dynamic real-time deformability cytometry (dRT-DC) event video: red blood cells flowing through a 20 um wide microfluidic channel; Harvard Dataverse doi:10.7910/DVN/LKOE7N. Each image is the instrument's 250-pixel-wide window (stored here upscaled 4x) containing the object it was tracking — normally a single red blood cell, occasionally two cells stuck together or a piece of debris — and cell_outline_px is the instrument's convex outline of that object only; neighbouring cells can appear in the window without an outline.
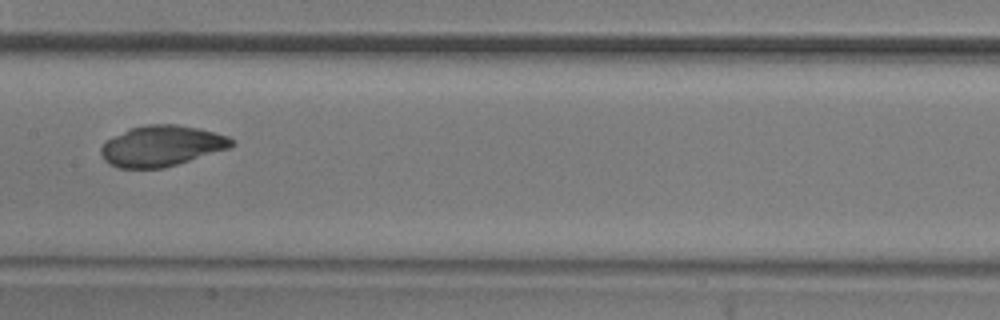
{"species": "common noctule bat (a hibernating species)", "species_latin": "Nyctalus noctula", "temperature_condition": "room temperature", "stored_images_in_passage": 15, "camera_frame_rate_fps": 3000, "um_per_image_px": 0.085, "animal": {"sex": "male", "body_mass_g": 20.5, "forearm_length_mm": 52.5}, "frame": {"image": 1, "passage_image": 7, "time_ms": 2.0, "image_size_px": [1000, 320], "cell_outline_px": [[236, 144], [232, 148], [164, 168], [120, 168], [108, 164], [104, 160], [100, 152], [100, 148], [108, 140], [128, 128], [144, 124], [176, 124], [200, 128], [228, 136], [236, 140]], "centroid_in_image_um": [13.79, 12.4], "position_along_channel_um": 193.6, "area_um2": 31.39}}
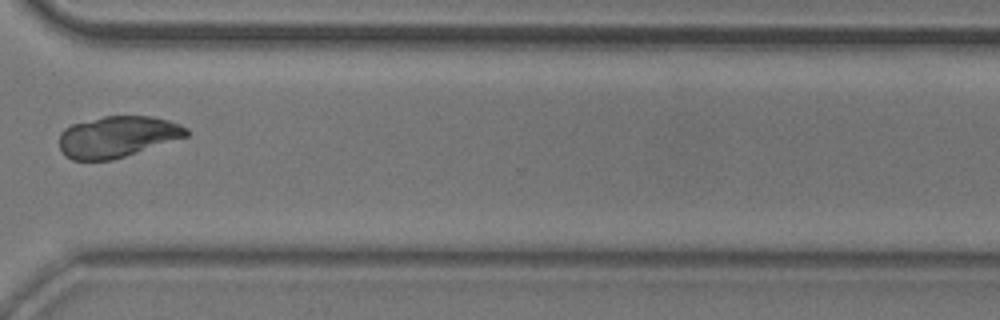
{"frame": {"image": 2, "passage_image": 11, "time_ms": 3.333, "image_size_px": [1000, 320], "cell_outline_px": [[188, 136], [112, 160], [72, 160], [64, 156], [60, 148], [60, 132], [64, 128], [72, 124], [104, 116], [152, 116], [168, 120], [180, 124], [188, 128]], "centroid_in_image_um": [9.96, 11.62], "position_along_channel_um": 360.6, "area_um2": 30.52}}
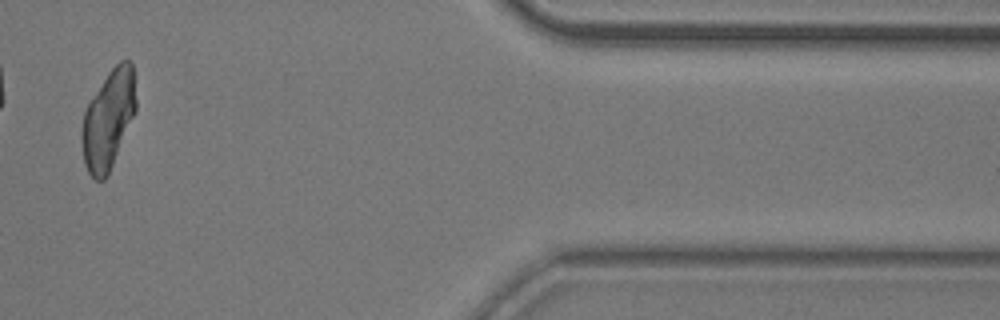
{"frame": {"image": 3, "passage_image": 13, "time_ms": 4.0, "image_size_px": [1000, 320], "cell_outline_px": [[136, 112], [108, 176], [104, 180], [96, 180], [88, 172], [84, 164], [80, 136], [80, 132], [84, 112], [88, 104], [108, 72], [120, 60], [132, 60], [136, 100]], "centroid_in_image_um": [9.21, 10.18], "position_along_channel_um": 402.2, "area_um2": 31.44}}